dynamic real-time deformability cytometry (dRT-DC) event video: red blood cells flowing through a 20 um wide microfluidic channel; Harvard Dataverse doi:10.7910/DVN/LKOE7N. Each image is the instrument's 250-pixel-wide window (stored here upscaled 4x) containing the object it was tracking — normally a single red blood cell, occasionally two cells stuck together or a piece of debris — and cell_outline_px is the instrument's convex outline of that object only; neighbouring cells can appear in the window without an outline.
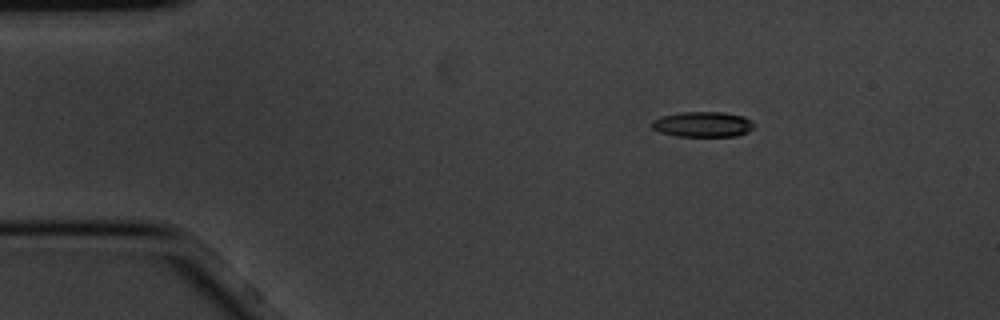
{"species": "common noctule bat (a hibernating species)", "species_latin": "Nyctalus noctula", "temperature_condition": "cold", "stored_images_in_passage": 6, "camera_frame_rate_fps": 3000, "um_per_image_px": 0.085, "animal": {"sex": "male", "body_mass_g": 20.1, "forearm_length_mm": 53.5}, "frame": {"image": 1, "passage_image": 2, "time_ms": 0.333, "image_size_px": [1000, 320], "cell_outline_px": [[756, 124], [748, 132], [736, 136], [676, 136], [660, 132], [652, 128], [652, 120], [660, 116], [684, 112], [724, 112], [744, 116], [752, 120]], "centroid_in_image_um": [59.76, 10.56], "position_along_channel_um": 25.2, "area_um2": 15.2}}
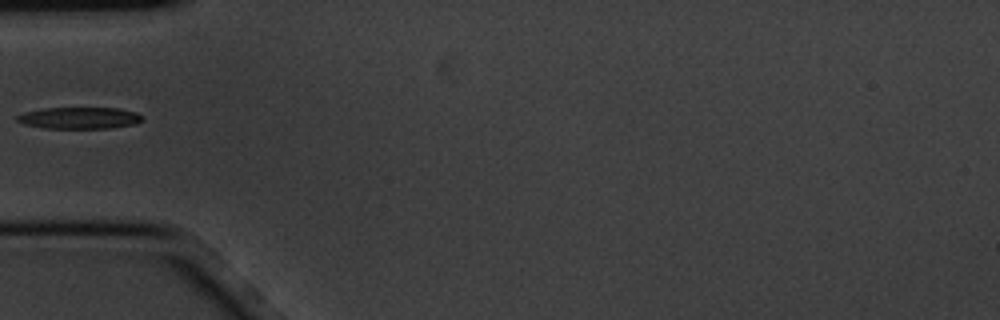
{"frame": {"image": 2, "passage_image": 5, "time_ms": 1.333, "image_size_px": [1000, 320], "cell_outline_px": [[140, 120], [136, 124], [108, 128], [44, 128], [24, 124], [16, 120], [16, 116], [24, 112], [44, 108], [120, 108], [136, 112], [140, 116]], "centroid_in_image_um": [6.71, 10.02], "position_along_channel_um": 78.3, "area_um2": 15.66}}
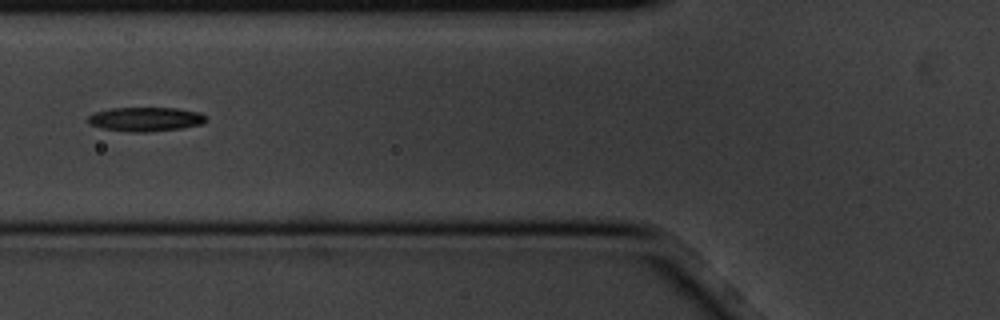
{"frame": {"image": 3, "passage_image": 6, "time_ms": 1.667, "image_size_px": [1000, 320], "cell_outline_px": [[204, 124], [184, 128], [148, 132], [132, 132], [100, 128], [88, 124], [84, 120], [92, 112], [112, 108], [176, 108], [196, 112], [204, 116]], "centroid_in_image_um": [12.27, 10.14], "position_along_channel_um": 113.5, "area_um2": 16.76}}